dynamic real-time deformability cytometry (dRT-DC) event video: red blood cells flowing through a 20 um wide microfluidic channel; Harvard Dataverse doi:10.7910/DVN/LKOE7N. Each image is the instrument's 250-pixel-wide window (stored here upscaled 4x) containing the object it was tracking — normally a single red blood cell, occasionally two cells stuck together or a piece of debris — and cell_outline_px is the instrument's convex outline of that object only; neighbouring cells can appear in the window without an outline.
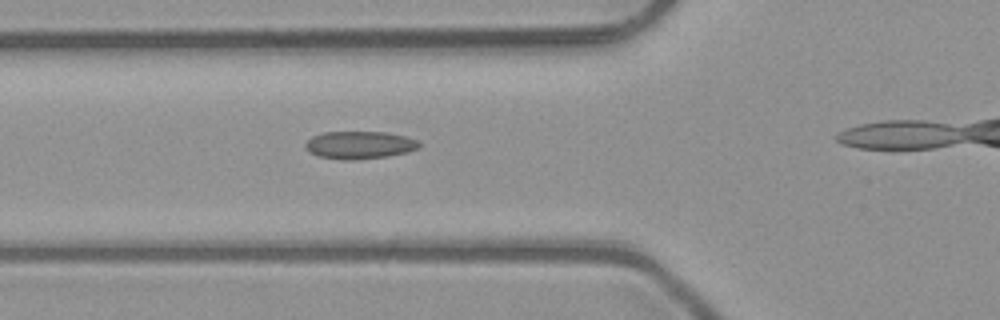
{"species": "common noctule bat (a hibernating species)", "species_latin": "Nyctalus noctula", "temperature_condition": "room temperature", "stored_images_in_passage": 4, "camera_frame_rate_fps": 3000, "um_per_image_px": 0.085, "animal": {"sex": "male", "body_mass_g": 23.1, "forearm_length_mm": 52.7}, "frame": {"image": 1, "passage_image": 4, "time_ms": 1.0, "image_size_px": [1000, 320], "cell_outline_px": [[420, 148], [408, 152], [388, 156], [356, 160], [340, 160], [320, 156], [308, 152], [304, 148], [304, 144], [312, 136], [324, 132], [384, 132], [408, 136], [416, 140], [420, 144]], "centroid_in_image_um": [30.56, 12.33], "position_along_channel_um": 95.2, "area_um2": 18.55}}